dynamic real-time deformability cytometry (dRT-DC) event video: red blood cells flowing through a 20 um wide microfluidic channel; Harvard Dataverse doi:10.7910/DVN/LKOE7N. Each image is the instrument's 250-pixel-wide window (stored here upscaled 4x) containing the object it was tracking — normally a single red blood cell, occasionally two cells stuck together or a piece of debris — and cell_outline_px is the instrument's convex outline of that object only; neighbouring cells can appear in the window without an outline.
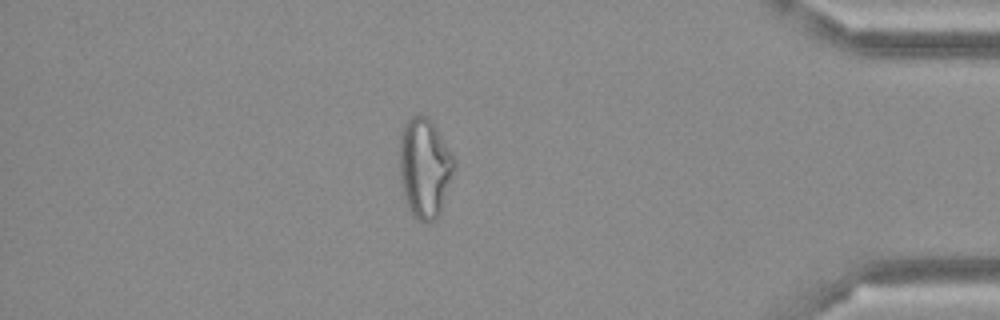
{"species": "Egyptian fruit bat (a non-hibernating species)", "species_latin": "Rousettus aegyptiacus", "temperature_condition": "cold", "stored_images_in_passage": 50, "camera_frame_rate_fps": 3000, "um_per_image_px": 0.085, "frame": {"image": 1, "passage_image": 43, "time_ms": 14.0, "image_size_px": [1000, 320], "cell_outline_px": [[456, 164], [440, 212], [436, 220], [420, 220], [412, 216], [408, 208], [404, 196], [400, 180], [400, 132], [404, 124], [412, 116], [420, 112], [428, 116], [436, 128], [456, 160]], "centroid_in_image_um": [36.08, 14.22], "position_along_channel_um": 399.1, "area_um2": 31.73}}